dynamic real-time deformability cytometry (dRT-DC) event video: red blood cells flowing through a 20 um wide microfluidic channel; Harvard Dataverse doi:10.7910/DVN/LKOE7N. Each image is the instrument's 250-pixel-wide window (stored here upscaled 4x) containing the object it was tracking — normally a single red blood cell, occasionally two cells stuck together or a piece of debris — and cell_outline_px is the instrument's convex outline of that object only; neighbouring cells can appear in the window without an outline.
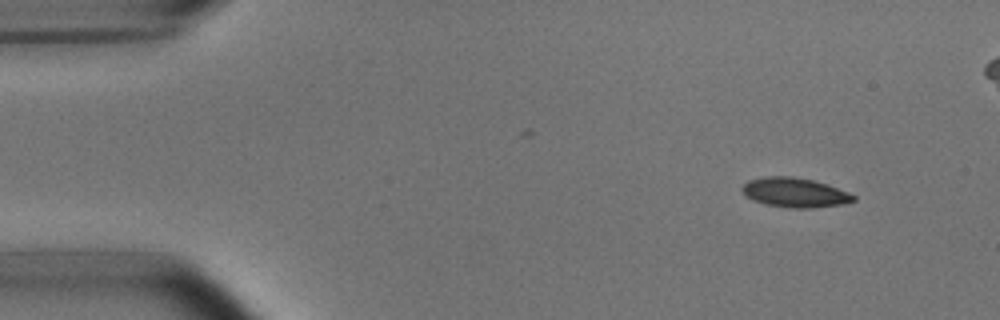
{"species": "common noctule bat (a hibernating species)", "species_latin": "Nyctalus noctula", "temperature_condition": "room temperature", "stored_images_in_passage": 46, "camera_frame_rate_fps": 3000, "um_per_image_px": 0.085, "animal": {"sex": "male", "body_mass_g": 15.6}, "frame": {"image": 1, "passage_image": 1, "time_ms": 0.0, "image_size_px": [1000, 320], "cell_outline_px": [[856, 200], [844, 204], [812, 208], [792, 208], [768, 204], [752, 200], [740, 188], [748, 180], [768, 176], [792, 176], [812, 180], [828, 184], [848, 192], [856, 196]], "centroid_in_image_um": [67.59, 16.36], "position_along_channel_um": 17.4, "area_um2": 19.07}}
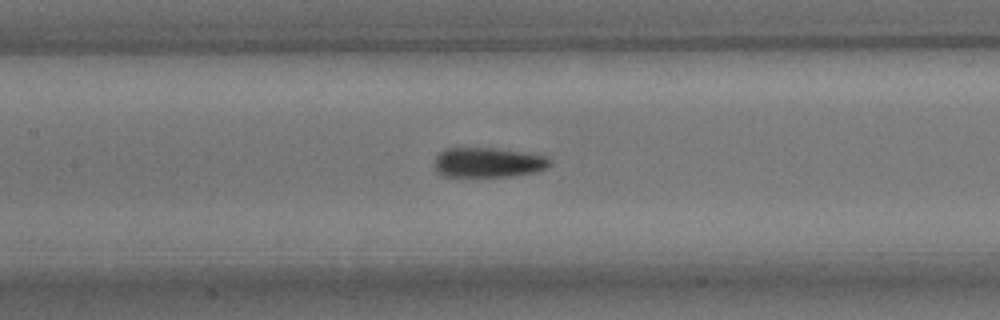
{"frame": {"image": 2, "passage_image": 20, "time_ms": 6.333, "image_size_px": [1000, 320], "cell_outline_px": [[552, 164], [536, 172], [512, 176], [444, 176], [436, 172], [436, 156], [444, 148], [492, 148], [520, 152], [544, 156], [552, 160]], "centroid_in_image_um": [41.48, 13.81], "position_along_channel_um": 165.9, "area_um2": 19.83}}
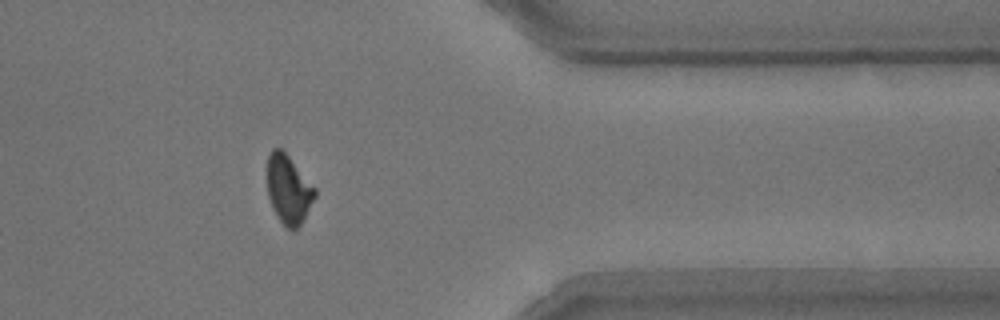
{"frame": {"image": 3, "passage_image": 39, "time_ms": 12.667, "image_size_px": [1000, 320], "cell_outline_px": [[316, 196], [300, 224], [296, 228], [288, 228], [280, 220], [272, 208], [268, 196], [268, 156], [272, 148], [280, 148], [288, 156], [316, 188]], "centroid_in_image_um": [24.52, 16.08], "position_along_channel_um": 386.9, "area_um2": 18.61}}